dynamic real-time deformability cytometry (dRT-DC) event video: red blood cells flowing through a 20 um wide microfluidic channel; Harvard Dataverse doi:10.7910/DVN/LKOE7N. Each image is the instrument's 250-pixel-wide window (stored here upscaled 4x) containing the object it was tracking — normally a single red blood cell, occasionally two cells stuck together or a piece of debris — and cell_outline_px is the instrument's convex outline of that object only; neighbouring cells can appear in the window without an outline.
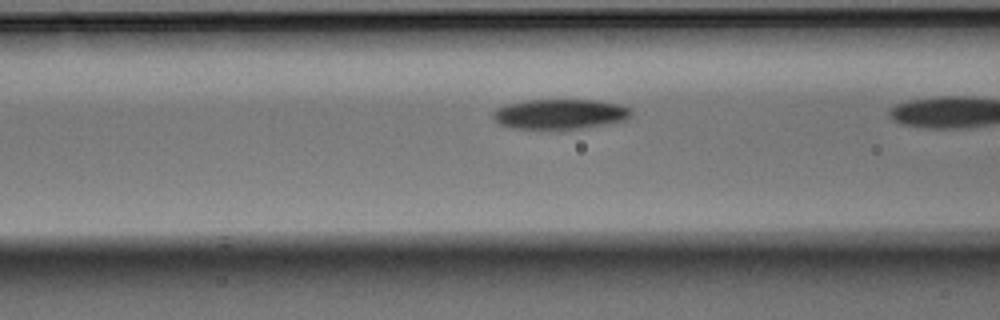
{"species": "Egyptian fruit bat (a non-hibernating species)", "species_latin": "Rousettus aegyptiacus", "temperature_condition": "warm", "stored_images_in_passage": 7, "camera_frame_rate_fps": 3000, "um_per_image_px": 0.085, "animal": {"sex": "male"}, "frame": {"image": 1, "passage_image": 6, "time_ms": 1.667, "image_size_px": [1000, 320], "cell_outline_px": [[632, 116], [628, 120], [608, 124], [580, 128], [512, 128], [500, 124], [492, 120], [492, 112], [496, 108], [504, 104], [528, 100], [596, 100], [620, 104], [628, 108], [632, 112]], "centroid_in_image_um": [47.59, 9.68], "position_along_channel_um": 119.0, "area_um2": 24.28}}